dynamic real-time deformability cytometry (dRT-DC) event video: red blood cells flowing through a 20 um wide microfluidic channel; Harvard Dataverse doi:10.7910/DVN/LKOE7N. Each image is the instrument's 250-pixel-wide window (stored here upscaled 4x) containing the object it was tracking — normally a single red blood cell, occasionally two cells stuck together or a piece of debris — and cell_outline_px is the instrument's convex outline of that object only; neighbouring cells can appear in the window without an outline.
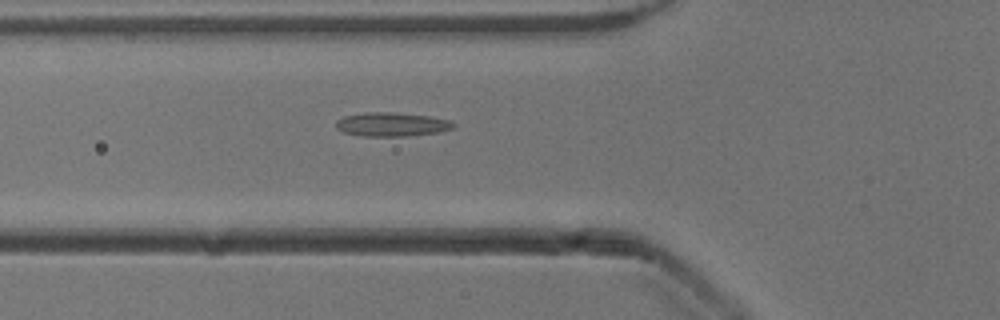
{"species": "common noctule bat (a hibernating species)", "species_latin": "Nyctalus noctula", "temperature_condition": "cold", "stored_images_in_passage": 36, "camera_frame_rate_fps": 3000, "um_per_image_px": 0.085, "animal": {"sex": "male", "body_mass_g": 13.3}, "frame": {"image": 1, "passage_image": 2, "time_ms": 0.333, "image_size_px": [1000, 320], "cell_outline_px": [[456, 124], [452, 128], [436, 132], [408, 136], [360, 136], [344, 132], [336, 128], [336, 120], [344, 116], [364, 112], [396, 112], [432, 116], [452, 120]], "centroid_in_image_um": [33.3, 10.56], "position_along_channel_um": 92.5, "area_um2": 16.53}}
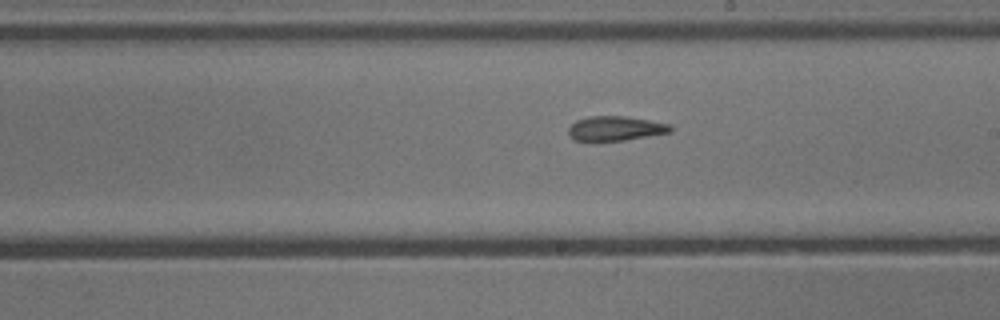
{"frame": {"image": 2, "passage_image": 13, "time_ms": 4.0, "image_size_px": [1000, 320], "cell_outline_px": [[672, 132], [624, 140], [572, 140], [568, 132], [568, 128], [576, 120], [588, 116], [624, 116], [648, 120], [668, 124], [672, 128]], "centroid_in_image_um": [52.29, 10.91], "position_along_channel_um": 236.7, "area_um2": 14.39}}
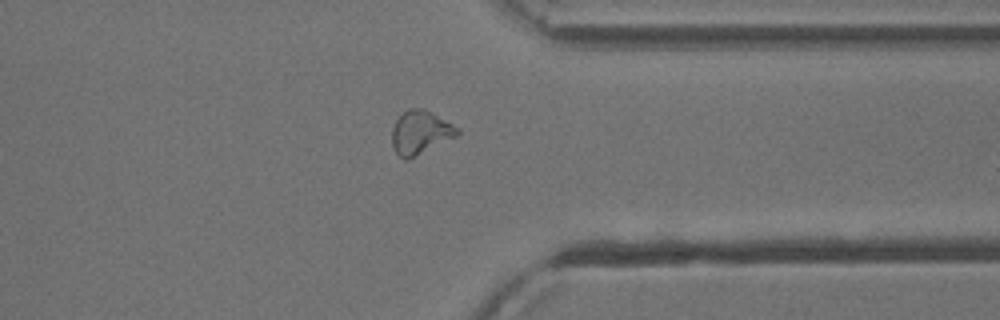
{"frame": {"image": 3, "passage_image": 24, "time_ms": 7.667, "image_size_px": [1000, 320], "cell_outline_px": [[460, 132], [456, 136], [408, 160], [404, 160], [396, 152], [392, 144], [392, 128], [396, 120], [408, 108], [424, 108], [460, 128]], "centroid_in_image_um": [35.73, 11.25], "position_along_channel_um": 375.7, "area_um2": 16.47}}